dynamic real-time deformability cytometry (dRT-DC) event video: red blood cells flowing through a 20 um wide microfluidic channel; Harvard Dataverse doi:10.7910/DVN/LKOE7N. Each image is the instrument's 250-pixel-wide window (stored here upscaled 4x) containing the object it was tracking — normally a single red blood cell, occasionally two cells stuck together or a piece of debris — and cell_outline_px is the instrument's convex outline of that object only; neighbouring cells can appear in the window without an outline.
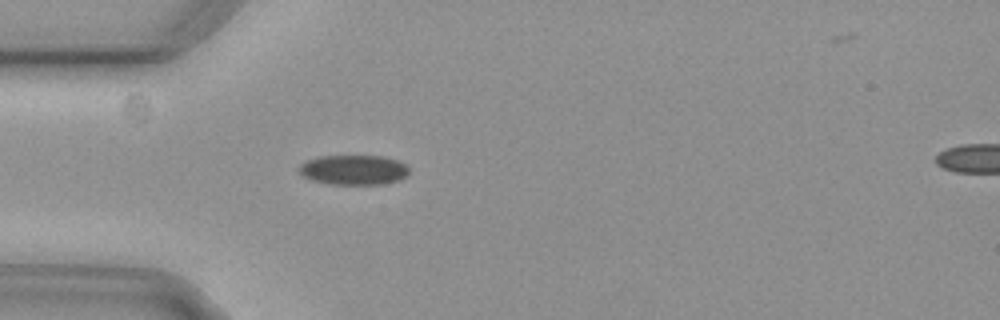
{"species": "common noctule bat (a hibernating species)", "species_latin": "Nyctalus noctula", "temperature_condition": "cold", "stored_images_in_passage": 3, "camera_frame_rate_fps": 3000, "um_per_image_px": 0.085, "animal": {"sex": "female", "body_mass_g": 29.2, "forearm_length_mm": 56.3}, "frame": {"image": 1, "passage_image": 2, "time_ms": 0.333, "image_size_px": [1000, 320], "cell_outline_px": [[408, 172], [400, 180], [380, 184], [332, 184], [312, 180], [304, 176], [300, 172], [300, 164], [304, 160], [320, 156], [380, 156], [396, 160], [404, 164], [408, 168]], "centroid_in_image_um": [30.03, 14.43], "position_along_channel_um": 55.0, "area_um2": 18.9}}